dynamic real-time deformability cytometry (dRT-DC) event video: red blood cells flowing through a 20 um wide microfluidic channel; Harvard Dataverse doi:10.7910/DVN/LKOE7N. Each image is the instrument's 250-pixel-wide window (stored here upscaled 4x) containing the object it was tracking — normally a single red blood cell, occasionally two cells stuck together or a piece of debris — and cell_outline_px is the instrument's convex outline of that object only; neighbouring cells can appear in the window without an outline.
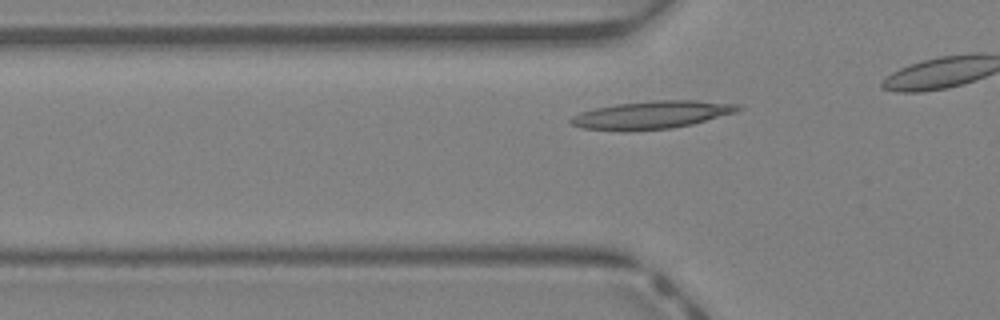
{"species": "Egyptian fruit bat (a non-hibernating species)", "species_latin": "Rousettus aegyptiacus", "temperature_condition": "warm", "stored_images_in_passage": 26, "camera_frame_rate_fps": 3000, "um_per_image_px": 0.085, "animal": {"sex": "female"}, "frame": {"image": 1, "passage_image": 5, "time_ms": 1.333, "image_size_px": [1000, 320], "cell_outline_px": [[744, 108], [736, 112], [692, 124], [668, 128], [628, 132], [580, 128], [572, 124], [568, 120], [572, 116], [580, 112], [596, 108], [616, 104], [652, 100], [696, 100], [740, 104]], "centroid_in_image_um": [55.38, 9.77], "position_along_channel_um": 70.4, "area_um2": 27.34}}
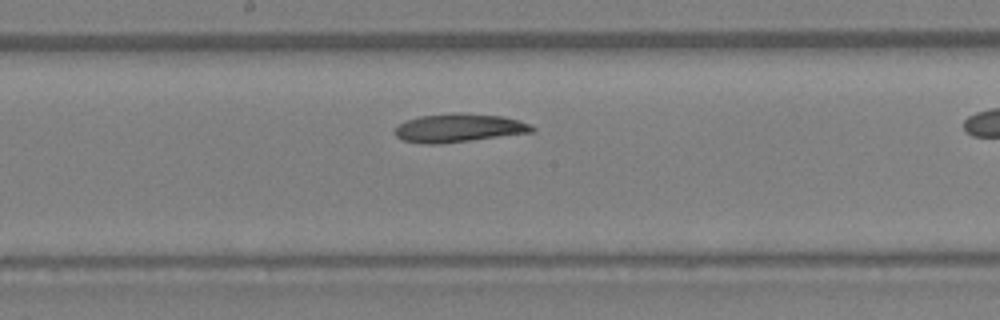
{"frame": {"image": 2, "passage_image": 14, "time_ms": 4.333, "image_size_px": [1000, 320], "cell_outline_px": [[536, 128], [532, 132], [440, 144], [420, 144], [404, 140], [396, 136], [396, 128], [400, 124], [408, 120], [420, 116], [452, 112], [504, 116], [528, 124]], "centroid_in_image_um": [38.98, 10.87], "position_along_channel_um": 209.2, "area_um2": 22.48}}
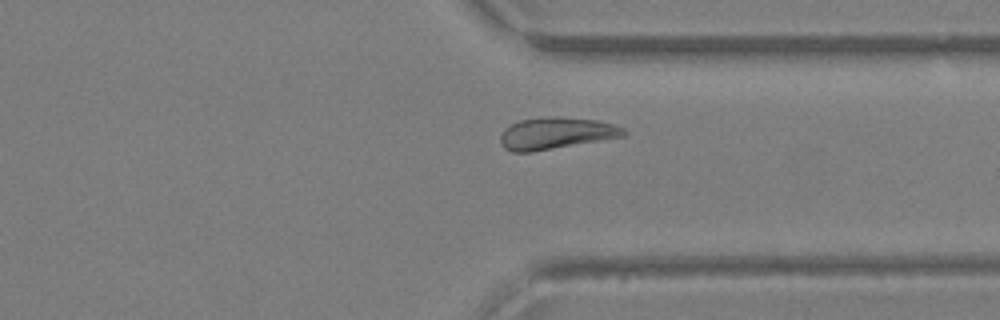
{"frame": {"image": 3, "passage_image": 24, "time_ms": 7.667, "image_size_px": [1000, 320], "cell_outline_px": [[628, 132], [624, 136], [532, 152], [512, 152], [504, 148], [500, 144], [500, 136], [504, 128], [520, 120], [552, 116], [556, 116], [596, 120], [616, 124], [624, 128]], "centroid_in_image_um": [47.26, 11.33], "position_along_channel_um": 364.1, "area_um2": 22.89}}